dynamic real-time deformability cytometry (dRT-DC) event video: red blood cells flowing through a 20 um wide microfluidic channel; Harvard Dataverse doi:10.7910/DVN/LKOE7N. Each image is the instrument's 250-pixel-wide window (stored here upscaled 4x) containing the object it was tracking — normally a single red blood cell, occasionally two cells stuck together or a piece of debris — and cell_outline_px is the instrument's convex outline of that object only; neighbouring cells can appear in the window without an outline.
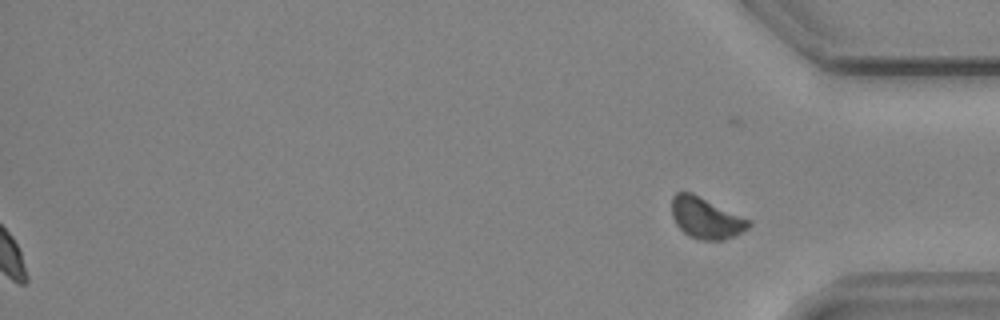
{"species": "common noctule bat (a hibernating species)", "species_latin": "Nyctalus noctula", "temperature_condition": "cold", "stored_images_in_passage": 52, "segment_of_instrument_passage": [2, 2], "camera_frame_rate_fps": 3000, "um_per_image_px": 0.085, "animal": {"sex": "male", "body_mass_g": 19.2, "forearm_length_mm": 51.8}, "frame": {"image": 1, "passage_image": 52, "time_ms": 17.0, "image_size_px": [1000, 320], "cell_outline_px": [[752, 224], [748, 228], [724, 240], [700, 240], [688, 236], [676, 224], [672, 216], [672, 196], [676, 192], [692, 192], [752, 220]], "centroid_in_image_um": [60.01, 18.52], "position_along_channel_um": 375.2, "area_um2": 18.55}}